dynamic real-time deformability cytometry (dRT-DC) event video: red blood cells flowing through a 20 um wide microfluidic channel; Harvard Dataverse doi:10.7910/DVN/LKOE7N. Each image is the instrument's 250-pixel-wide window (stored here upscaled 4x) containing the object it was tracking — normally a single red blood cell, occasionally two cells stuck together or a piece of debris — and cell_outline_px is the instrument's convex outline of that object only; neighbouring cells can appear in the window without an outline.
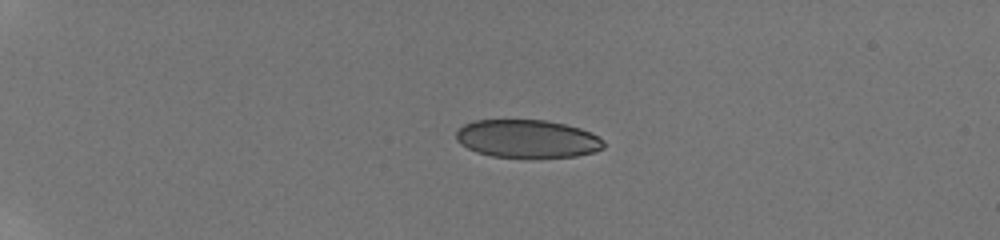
{"species": "human", "species_latin": "Homo sapiens", "temperature_condition": "room temperature", "stored_images_in_passage": 43, "camera_frame_rate_fps": 3000, "um_per_image_px": 0.085, "donor": {"sex": "male"}, "frame": {"image": 1, "passage_image": 1, "time_ms": 0.0, "image_size_px": [1000, 240], "cell_outline_px": [[604, 148], [596, 152], [576, 156], [492, 156], [476, 152], [460, 144], [456, 140], [456, 132], [464, 124], [476, 120], [544, 120], [564, 124], [580, 128], [604, 140]], "centroid_in_image_um": [44.81, 11.78], "position_along_channel_um": 40.2, "area_um2": 32.25}}
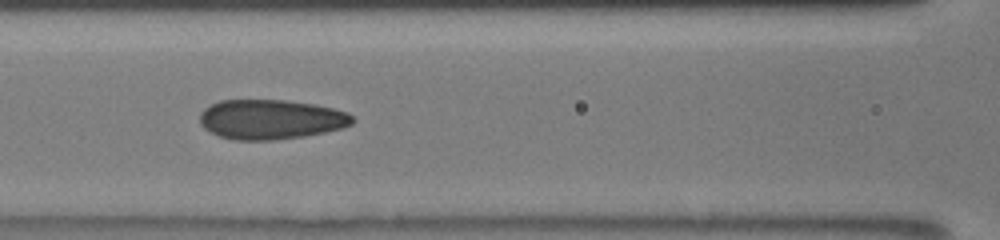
{"frame": {"image": 2, "passage_image": 17, "time_ms": 4.667, "image_size_px": [1000, 240], "cell_outline_px": [[356, 120], [352, 124], [344, 128], [304, 136], [272, 140], [232, 140], [220, 136], [204, 128], [200, 124], [200, 112], [204, 108], [220, 100], [284, 100], [312, 104], [332, 108], [348, 112]], "centroid_in_image_um": [23.03, 10.15], "position_along_channel_um": 143.6, "area_um2": 35.37}}
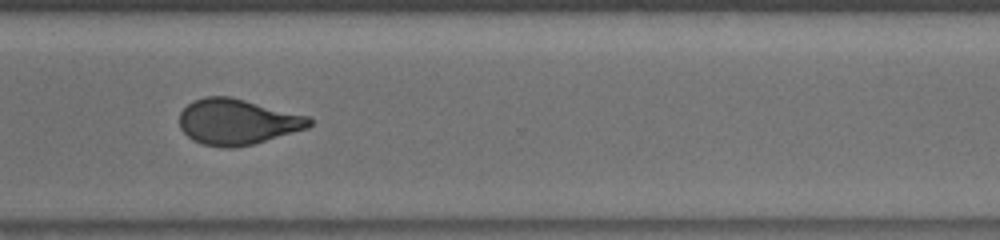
{"frame": {"image": 3, "passage_image": 42, "time_ms": 10.0, "image_size_px": [1000, 240], "cell_outline_px": [[312, 124], [308, 128], [252, 144], [232, 148], [224, 148], [204, 144], [192, 140], [180, 128], [180, 112], [192, 100], [204, 96], [228, 96], [308, 116], [312, 120]], "centroid_in_image_um": [20.14, 10.35], "position_along_channel_um": 350.5, "area_um2": 34.33}}